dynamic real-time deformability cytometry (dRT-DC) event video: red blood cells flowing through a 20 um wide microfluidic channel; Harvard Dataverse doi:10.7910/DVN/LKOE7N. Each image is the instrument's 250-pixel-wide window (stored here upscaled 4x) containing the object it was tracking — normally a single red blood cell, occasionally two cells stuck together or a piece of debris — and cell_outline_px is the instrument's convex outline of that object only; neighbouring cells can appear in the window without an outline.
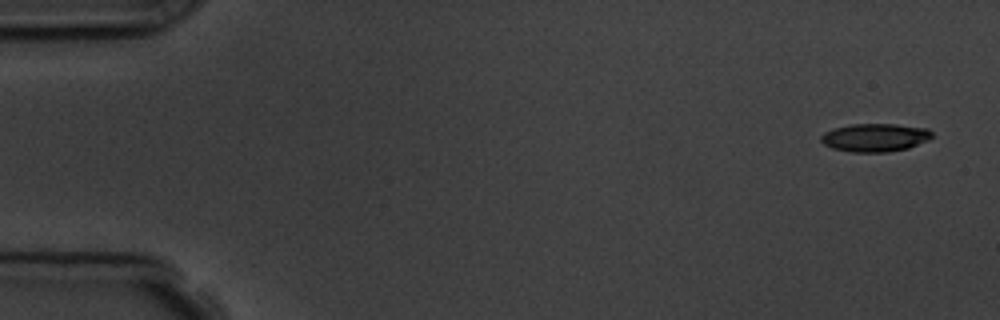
{"species": "common noctule bat (a hibernating species)", "species_latin": "Nyctalus noctula", "temperature_condition": "room temperature", "stored_images_in_passage": 5, "segment_of_instrument_passage": [1, 2], "camera_frame_rate_fps": 3000, "um_per_image_px": 0.085, "animal": {"sex": "male", "body_mass_g": 19.5, "forearm_length_mm": 54.6}, "frame": {"image": 1, "passage_image": 1, "time_ms": 0.0, "image_size_px": [1000, 320], "cell_outline_px": [[932, 136], [928, 140], [908, 148], [888, 152], [852, 152], [832, 148], [824, 144], [820, 140], [820, 136], [824, 132], [832, 128], [852, 124], [896, 124], [928, 128], [932, 132]], "centroid_in_image_um": [74.36, 11.68], "position_along_channel_um": 10.6, "area_um2": 18.32}}
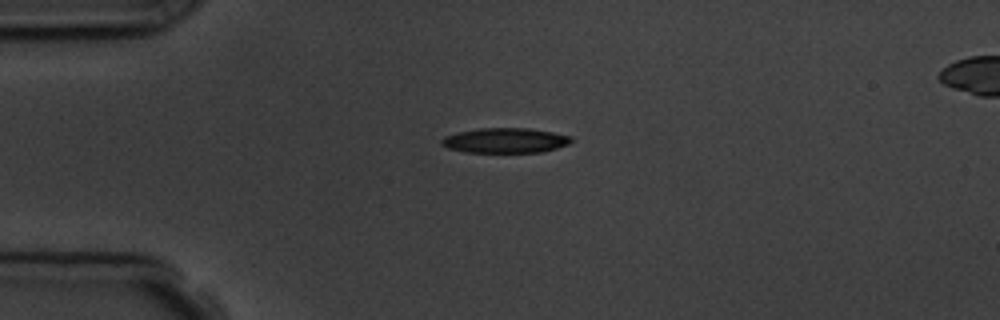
{"frame": {"image": 2, "passage_image": 4, "time_ms": 3.667, "image_size_px": [1000, 320], "cell_outline_px": [[572, 140], [568, 144], [544, 152], [464, 152], [448, 148], [440, 144], [440, 140], [444, 136], [456, 132], [480, 128], [528, 128], [552, 132], [572, 136]], "centroid_in_image_um": [42.91, 11.93], "position_along_channel_um": 42.1, "area_um2": 18.96}}